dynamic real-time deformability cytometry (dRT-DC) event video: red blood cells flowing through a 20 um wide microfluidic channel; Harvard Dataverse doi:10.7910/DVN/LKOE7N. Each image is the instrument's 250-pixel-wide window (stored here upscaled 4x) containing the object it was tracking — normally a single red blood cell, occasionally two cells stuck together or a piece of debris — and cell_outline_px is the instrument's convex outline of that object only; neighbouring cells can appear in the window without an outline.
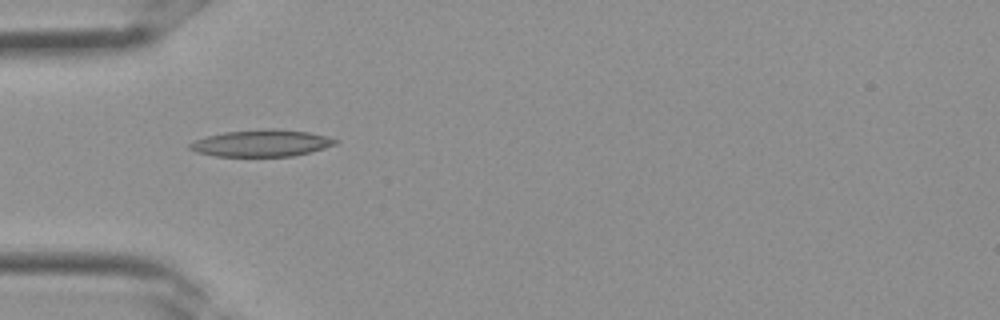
{"species": "Egyptian fruit bat (a non-hibernating species)", "species_latin": "Rousettus aegyptiacus", "temperature_condition": "room temperature", "stored_images_in_passage": 3, "camera_frame_rate_fps": 3000, "um_per_image_px": 0.085, "frame": {"image": 1, "passage_image": 1, "time_ms": 0.0, "image_size_px": [1000, 320], "cell_outline_px": [[340, 140], [336, 144], [324, 148], [292, 156], [216, 156], [196, 152], [188, 148], [188, 144], [196, 140], [208, 136], [224, 132], [268, 128], [272, 128], [308, 132]], "centroid_in_image_um": [22.21, 12.16], "position_along_channel_um": 62.8, "area_um2": 22.54}}
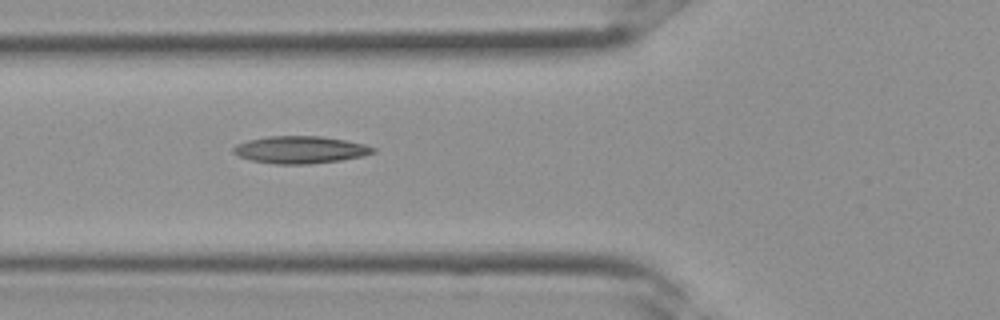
{"frame": {"image": 2, "passage_image": 3, "time_ms": 0.667, "image_size_px": [1000, 320], "cell_outline_px": [[376, 152], [364, 156], [340, 160], [308, 164], [276, 164], [252, 160], [240, 156], [232, 152], [232, 148], [236, 144], [248, 140], [268, 136], [320, 136], [344, 140], [364, 144], [376, 148]], "centroid_in_image_um": [25.53, 12.72], "position_along_channel_um": 100.3, "area_um2": 22.14}}